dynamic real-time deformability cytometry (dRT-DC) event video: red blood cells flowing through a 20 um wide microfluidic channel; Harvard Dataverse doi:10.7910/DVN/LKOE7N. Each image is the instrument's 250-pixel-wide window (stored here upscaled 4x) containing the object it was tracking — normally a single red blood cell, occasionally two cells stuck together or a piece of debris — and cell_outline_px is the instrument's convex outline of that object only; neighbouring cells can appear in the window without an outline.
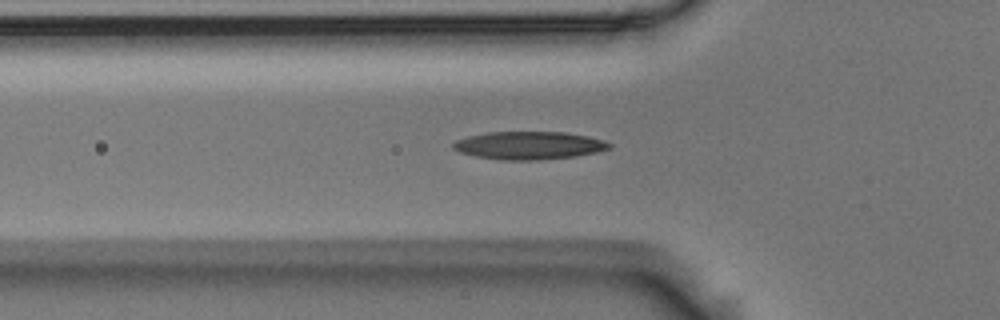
{"species": "Egyptian fruit bat (a non-hibernating species)", "species_latin": "Rousettus aegyptiacus", "temperature_condition": "room temperature", "stored_images_in_passage": 38, "camera_frame_rate_fps": 3000, "um_per_image_px": 0.085, "animal": {"sex": "male"}, "frame": {"image": 1, "passage_image": 2, "time_ms": 0.333, "image_size_px": [1000, 320], "cell_outline_px": [[612, 148], [596, 152], [576, 156], [540, 160], [500, 160], [476, 156], [460, 152], [452, 148], [452, 144], [456, 140], [468, 136], [488, 132], [564, 132], [588, 136], [604, 140], [612, 144]], "centroid_in_image_um": [44.98, 12.36], "position_along_channel_um": 80.8, "area_um2": 25.49}}
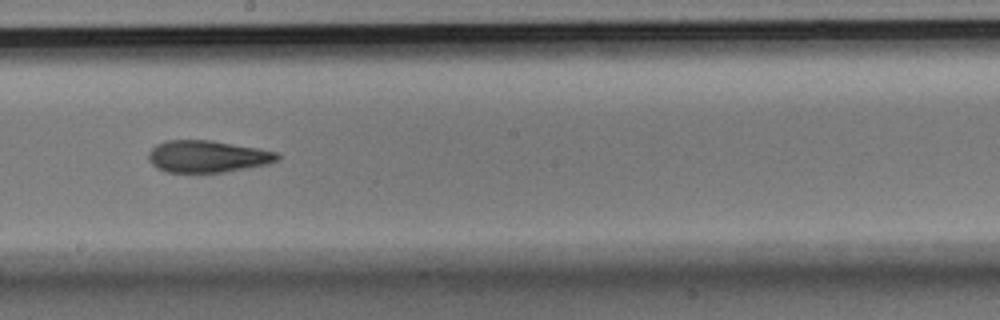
{"frame": {"image": 2, "passage_image": 14, "time_ms": 4.333, "image_size_px": [1000, 320], "cell_outline_px": [[280, 156], [276, 160], [268, 164], [224, 172], [168, 172], [156, 168], [148, 160], [148, 152], [156, 144], [168, 140], [212, 140], [256, 148], [276, 152]], "centroid_in_image_um": [17.59, 13.29], "position_along_channel_um": 230.6, "area_um2": 23.87}}
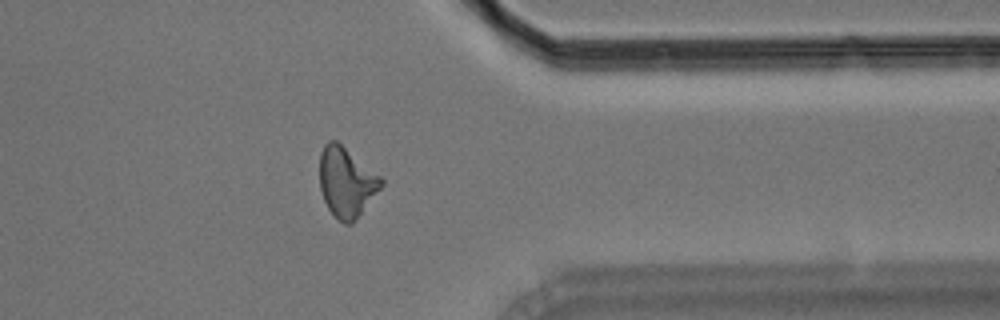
{"frame": {"image": 3, "passage_image": 27, "time_ms": 8.667, "image_size_px": [1000, 320], "cell_outline_px": [[384, 184], [352, 224], [344, 224], [328, 208], [324, 200], [320, 188], [320, 152], [324, 144], [328, 140], [336, 140], [380, 176], [384, 180]], "centroid_in_image_um": [29.44, 15.47], "position_along_channel_um": 382.0, "area_um2": 24.74}, "authors_computed_cell_mechanics": {"area_um2": 24.4494, "velocity_mm_per_s": 3.7178, "shape_relaxation_time_tau1_ms": 7.8332, "shape_relaxation_time_tau2_ms": 4.2071, "deformation_change_tau1": 0.2085, "deformation_change_tau2": 0.1312}}